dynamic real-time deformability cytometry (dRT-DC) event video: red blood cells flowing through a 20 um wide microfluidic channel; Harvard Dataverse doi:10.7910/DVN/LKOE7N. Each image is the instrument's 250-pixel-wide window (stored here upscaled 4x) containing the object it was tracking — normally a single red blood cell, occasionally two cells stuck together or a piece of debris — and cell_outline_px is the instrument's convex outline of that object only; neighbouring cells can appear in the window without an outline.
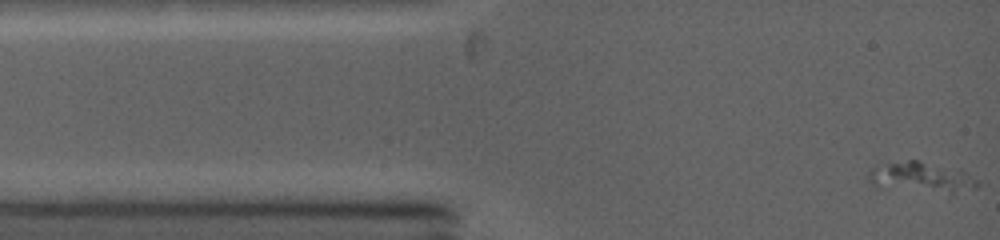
{"species": "common noctule bat (a hibernating species)", "species_latin": "Nyctalus noctula", "temperature_condition": "warm", "stored_images_in_passage": 5, "camera_frame_rate_fps": 5000, "um_per_image_px": 0.085, "animal": {"sex": "female", "body_mass_g": 19.0, "forearm_length_mm": 53.3}, "frame": {"image": 1, "passage_image": 1, "time_ms": 0.0, "image_size_px": [1000, 240], "cell_outline_px": [[980, 184], [976, 188], [952, 196], [880, 188], [872, 184], [868, 180], [868, 176], [872, 168], [888, 164], [908, 160], [920, 160], [964, 172], [976, 180]], "centroid_in_image_um": [78.35, 15.15], "position_along_channel_um": 6.6, "area_um2": 19.83}}